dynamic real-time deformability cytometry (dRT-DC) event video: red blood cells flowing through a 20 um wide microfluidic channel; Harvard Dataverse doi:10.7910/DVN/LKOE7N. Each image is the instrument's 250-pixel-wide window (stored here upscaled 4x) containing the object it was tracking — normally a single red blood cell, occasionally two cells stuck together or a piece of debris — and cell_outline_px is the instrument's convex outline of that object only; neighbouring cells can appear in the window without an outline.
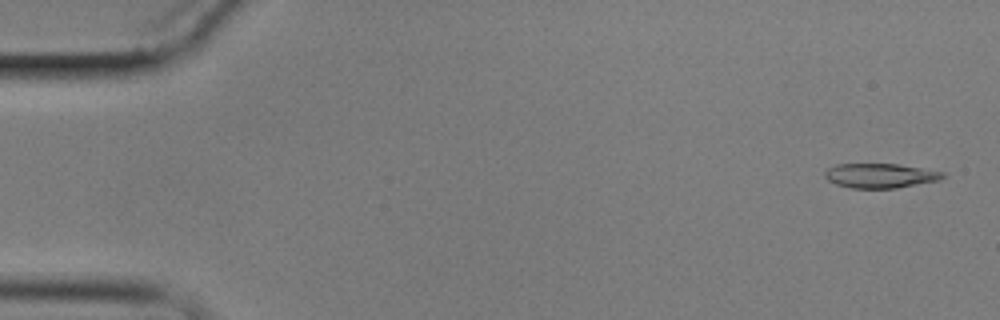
{"species": "common noctule bat (a hibernating species)", "species_latin": "Nyctalus noctula", "temperature_condition": "cold", "stored_images_in_passage": 4, "camera_frame_rate_fps": 3000, "um_per_image_px": 0.085, "animal": {"sex": "male", "body_mass_g": 17.9}, "frame": {"image": 1, "passage_image": 1, "time_ms": 0.0, "image_size_px": [1000, 320], "cell_outline_px": [[944, 176], [940, 180], [896, 188], [852, 188], [836, 184], [828, 180], [824, 176], [824, 172], [828, 168], [836, 164], [896, 164], [944, 172]], "centroid_in_image_um": [74.79, 14.93], "position_along_channel_um": 10.2, "area_um2": 16.7}}